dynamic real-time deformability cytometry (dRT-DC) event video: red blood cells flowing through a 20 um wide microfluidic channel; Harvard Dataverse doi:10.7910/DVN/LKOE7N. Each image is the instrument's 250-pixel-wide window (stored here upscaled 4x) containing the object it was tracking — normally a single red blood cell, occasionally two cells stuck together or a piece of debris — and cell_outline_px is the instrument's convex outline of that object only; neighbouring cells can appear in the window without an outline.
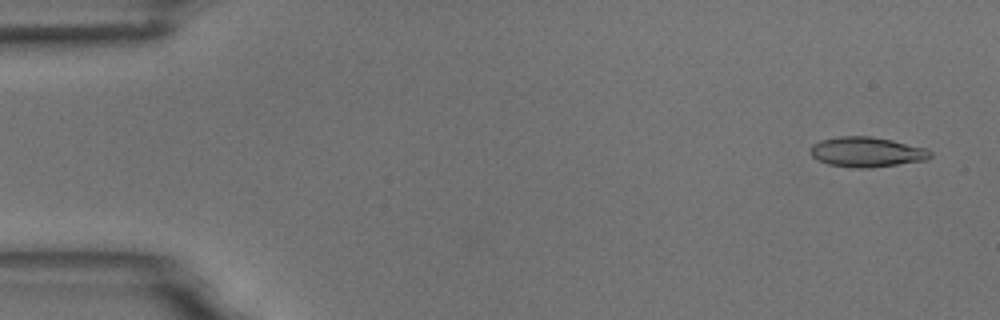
{"species": "common noctule bat (a hibernating species)", "species_latin": "Nyctalus noctula", "temperature_condition": "room temperature", "stored_images_in_passage": 6, "camera_frame_rate_fps": 3000, "um_per_image_px": 0.085, "animal": {"sex": "male", "body_mass_g": 18.8}, "frame": {"image": 1, "passage_image": 1, "time_ms": 0.0, "image_size_px": [1000, 320], "cell_outline_px": [[932, 156], [928, 160], [872, 168], [856, 168], [828, 164], [816, 160], [808, 152], [812, 144], [820, 140], [840, 136], [868, 136], [892, 140], [928, 148], [932, 152]], "centroid_in_image_um": [73.68, 12.92], "position_along_channel_um": 11.3, "area_um2": 21.33}}
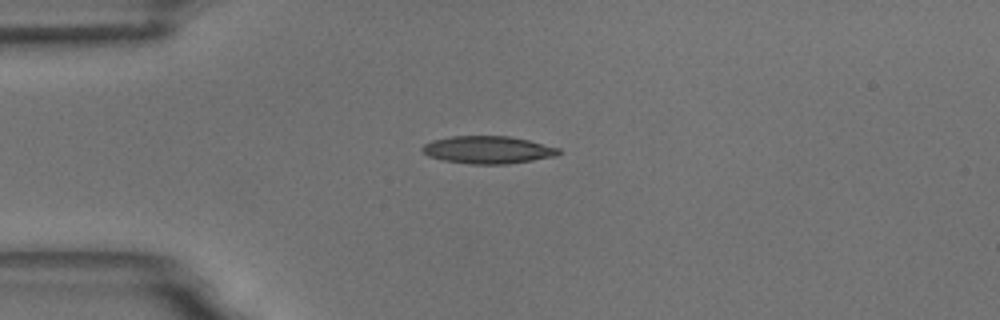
{"frame": {"image": 2, "passage_image": 4, "time_ms": 3.667, "image_size_px": [1000, 320], "cell_outline_px": [[560, 152], [556, 156], [532, 160], [504, 164], [472, 164], [444, 160], [428, 156], [420, 148], [424, 144], [432, 140], [452, 136], [508, 136], [528, 140], [560, 148]], "centroid_in_image_um": [41.46, 12.73], "position_along_channel_um": 43.5, "area_um2": 21.73}}